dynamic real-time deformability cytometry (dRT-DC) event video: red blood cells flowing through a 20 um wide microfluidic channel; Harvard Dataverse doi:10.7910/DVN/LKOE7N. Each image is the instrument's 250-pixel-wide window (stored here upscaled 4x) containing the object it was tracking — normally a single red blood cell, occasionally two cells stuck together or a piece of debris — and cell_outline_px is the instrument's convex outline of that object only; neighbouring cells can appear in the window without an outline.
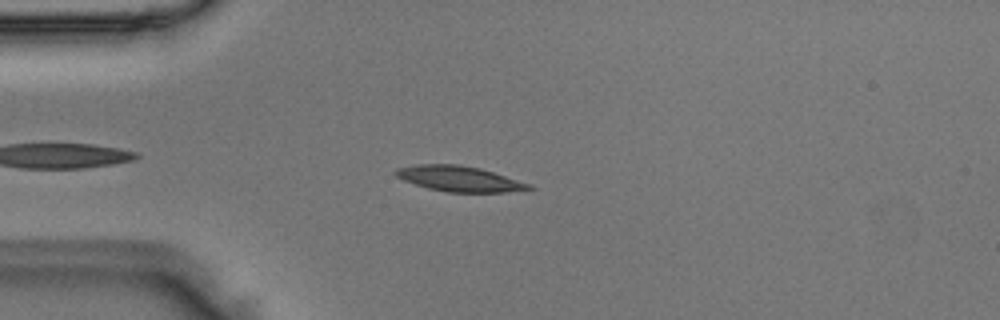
{"species": "Egyptian fruit bat (a non-hibernating species)", "species_latin": "Rousettus aegyptiacus", "temperature_condition": "room temperature", "stored_images_in_passage": 33, "camera_frame_rate_fps": 3000, "um_per_image_px": 0.085, "animal": {"sex": "male"}, "frame": {"image": 1, "passage_image": 5, "time_ms": 1.333, "image_size_px": [1000, 320], "cell_outline_px": [[536, 188], [508, 192], [448, 192], [428, 188], [404, 180], [396, 176], [392, 172], [396, 168], [416, 164], [460, 164], [480, 168], [532, 184]], "centroid_in_image_um": [39.05, 15.18], "position_along_channel_um": 46.0, "area_um2": 19.83}}
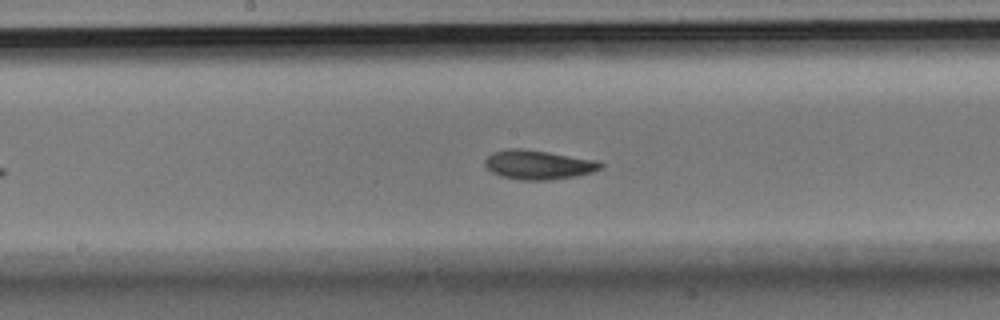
{"frame": {"image": 2, "passage_image": 18, "time_ms": 5.667, "image_size_px": [1000, 320], "cell_outline_px": [[604, 164], [600, 168], [592, 172], [576, 176], [548, 180], [520, 180], [500, 176], [492, 172], [484, 164], [484, 160], [492, 152], [508, 148], [524, 148], [600, 160]], "centroid_in_image_um": [45.76, 13.99], "position_along_channel_um": 202.4, "area_um2": 19.94}}
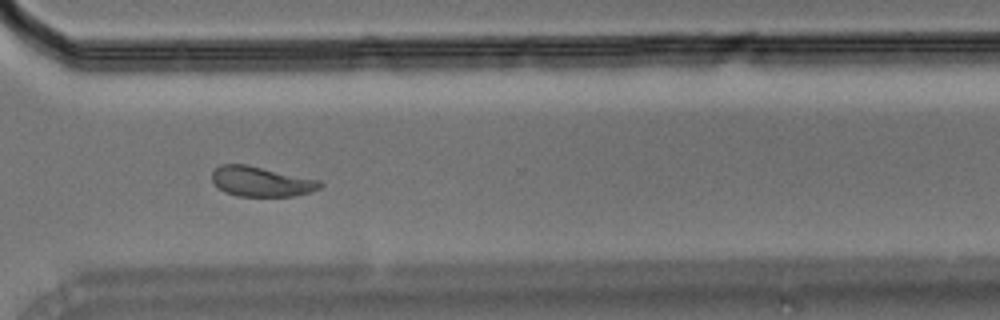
{"frame": {"image": 3, "passage_image": 29, "time_ms": 9.333, "image_size_px": [1000, 320], "cell_outline_px": [[324, 184], [320, 188], [308, 192], [292, 196], [236, 196], [224, 192], [212, 180], [212, 172], [220, 164], [248, 164], [320, 180]], "centroid_in_image_um": [22.2, 15.42], "position_along_channel_um": 348.4, "area_um2": 18.9}}